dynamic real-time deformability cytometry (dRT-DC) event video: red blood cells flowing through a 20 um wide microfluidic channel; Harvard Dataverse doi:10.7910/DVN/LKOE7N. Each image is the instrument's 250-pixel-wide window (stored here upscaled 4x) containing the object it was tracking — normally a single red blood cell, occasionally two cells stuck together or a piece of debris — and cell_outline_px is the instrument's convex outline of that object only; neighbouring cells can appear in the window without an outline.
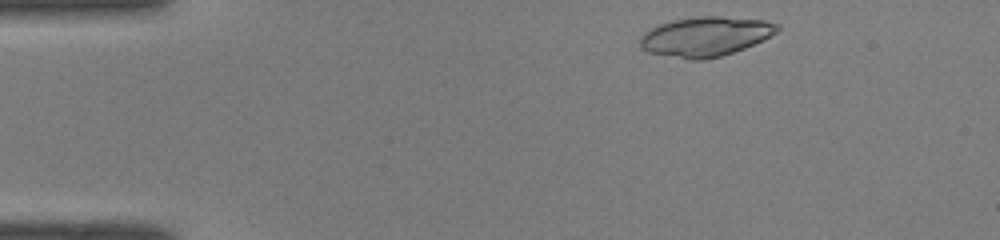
{"species": "common noctule bat (a hibernating species)", "species_latin": "Nyctalus noctula", "temperature_condition": "room temperature", "stored_images_in_passage": 44, "camera_frame_rate_fps": 3000, "um_per_image_px": 0.085, "animal": {"sex": "male", "body_mass_g": 19.0, "forearm_length_mm": 50.8}, "frame": {"image": 1, "passage_image": 2, "time_ms": 0.333, "image_size_px": [1000, 240], "cell_outline_px": [[780, 28], [776, 32], [744, 48], [720, 56], [700, 60], [692, 60], [648, 52], [640, 44], [640, 36], [644, 32], [660, 24], [672, 20], [700, 16], [720, 16], [764, 20], [780, 24]], "centroid_in_image_um": [59.96, 3.09], "position_along_channel_um": 25.0, "area_um2": 31.21}}